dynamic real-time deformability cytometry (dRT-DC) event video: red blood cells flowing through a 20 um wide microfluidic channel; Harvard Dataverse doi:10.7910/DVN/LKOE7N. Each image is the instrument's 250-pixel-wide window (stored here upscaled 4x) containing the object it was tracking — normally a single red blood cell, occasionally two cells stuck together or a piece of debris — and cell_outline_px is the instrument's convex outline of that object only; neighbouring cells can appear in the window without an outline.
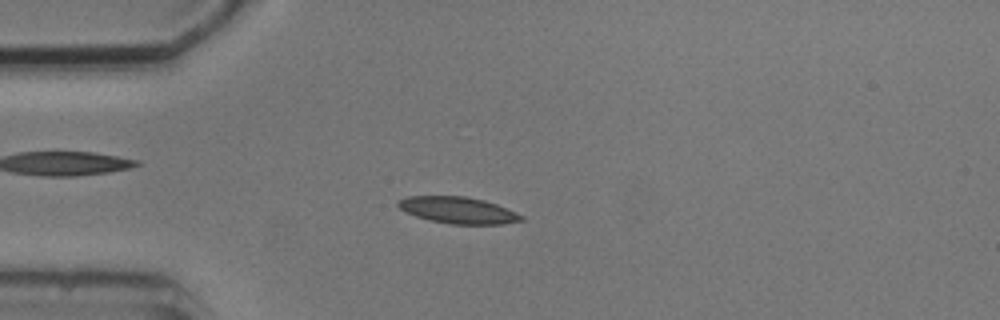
{"species": "common noctule bat (a hibernating species)", "species_latin": "Nyctalus noctula", "temperature_condition": "cold", "stored_images_in_passage": 3, "camera_frame_rate_fps": 3000, "um_per_image_px": 0.085, "animal": {"sex": "male", "body_mass_g": 20.5, "forearm_length_mm": 52.5}, "frame": {"image": 1, "passage_image": 2, "time_ms": 1.0, "image_size_px": [1000, 320], "cell_outline_px": [[524, 220], [500, 224], [452, 224], [428, 220], [404, 212], [396, 204], [396, 200], [408, 196], [464, 196], [484, 200], [496, 204], [516, 212], [524, 216]], "centroid_in_image_um": [38.89, 17.86], "position_along_channel_um": 46.1, "area_um2": 19.13}}